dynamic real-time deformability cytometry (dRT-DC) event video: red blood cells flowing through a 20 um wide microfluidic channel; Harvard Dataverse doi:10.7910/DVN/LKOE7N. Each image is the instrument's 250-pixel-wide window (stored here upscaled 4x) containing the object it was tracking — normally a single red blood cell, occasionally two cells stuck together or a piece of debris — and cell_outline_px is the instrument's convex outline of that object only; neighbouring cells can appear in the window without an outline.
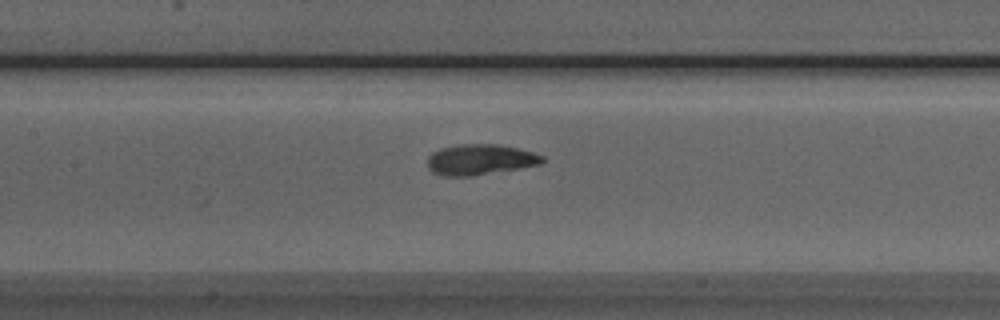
{"species": "Egyptian fruit bat (a non-hibernating species)", "species_latin": "Rousettus aegyptiacus", "temperature_condition": "room temperature", "stored_images_in_passage": 31, "camera_frame_rate_fps": 3000, "um_per_image_px": 0.085, "animal": {"sex": "male"}, "frame": {"image": 1, "passage_image": 9, "time_ms": 2.667, "image_size_px": [1000, 320], "cell_outline_px": [[544, 160], [540, 164], [472, 176], [440, 176], [432, 172], [428, 168], [428, 156], [432, 152], [440, 148], [460, 144], [500, 144], [532, 152], [544, 156]], "centroid_in_image_um": [40.76, 13.56], "position_along_channel_um": 166.6, "area_um2": 20.46}}
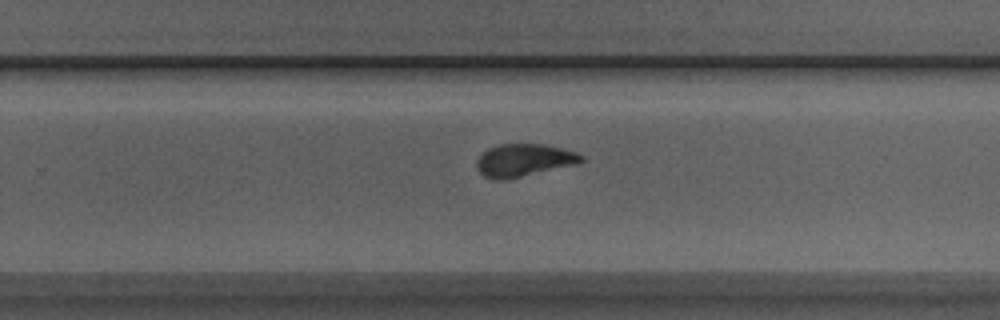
{"frame": {"image": 2, "passage_image": 18, "time_ms": 5.667, "image_size_px": [1000, 320], "cell_outline_px": [[584, 160], [576, 164], [504, 180], [496, 180], [484, 176], [476, 168], [476, 160], [488, 148], [500, 144], [544, 144], [576, 152], [584, 156]], "centroid_in_image_um": [44.51, 13.61], "position_along_channel_um": 285.3, "area_um2": 19.71}}
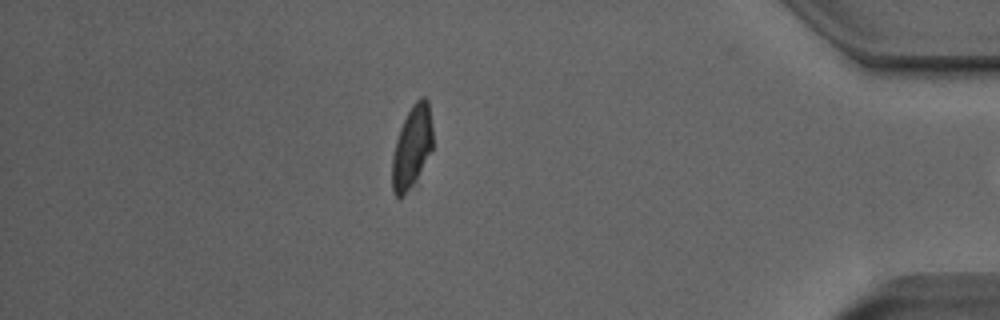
{"frame": {"image": 3, "passage_image": 30, "time_ms": 9.667, "image_size_px": [1000, 320], "cell_outline_px": [[432, 148], [412, 184], [404, 196], [400, 200], [392, 192], [392, 156], [396, 140], [400, 128], [412, 104], [420, 96], [424, 96], [428, 100], [432, 128]], "centroid_in_image_um": [34.99, 12.47], "position_along_channel_um": 400.2, "area_um2": 19.13}}